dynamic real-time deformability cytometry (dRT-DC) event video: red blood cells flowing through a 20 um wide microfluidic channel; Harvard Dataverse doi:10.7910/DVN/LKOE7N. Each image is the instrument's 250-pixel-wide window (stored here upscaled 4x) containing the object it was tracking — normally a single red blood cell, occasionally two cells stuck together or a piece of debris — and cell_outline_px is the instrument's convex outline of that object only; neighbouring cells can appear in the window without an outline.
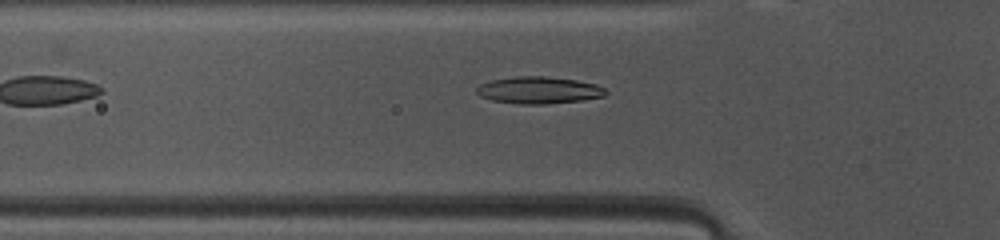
{"species": "common noctule bat (a hibernating species)", "species_latin": "Nyctalus noctula", "temperature_condition": "warm", "stored_images_in_passage": 30, "camera_frame_rate_fps": 3000, "um_per_image_px": 0.085, "animal": {"sex": "female", "body_mass_g": 10.0, "forearm_length_mm": 53.1}, "frame": {"image": 1, "passage_image": 7, "time_ms": 2.0, "image_size_px": [1000, 240], "cell_outline_px": [[608, 92], [604, 96], [584, 100], [544, 104], [520, 104], [492, 100], [480, 96], [476, 92], [476, 88], [480, 84], [492, 80], [516, 76], [544, 76], [576, 80], [596, 84], [604, 88]], "centroid_in_image_um": [45.8, 7.66], "position_along_channel_um": 80.0, "area_um2": 20.29}}
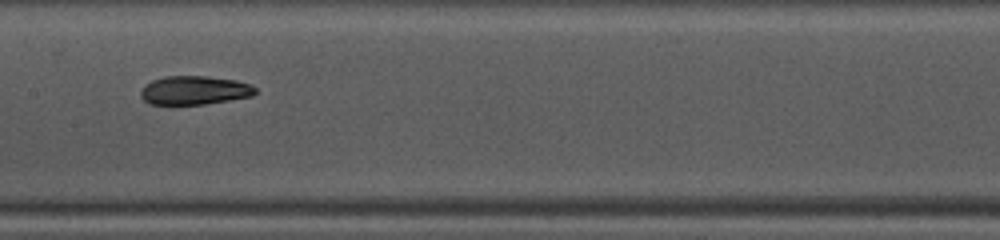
{"frame": {"image": 2, "passage_image": 15, "time_ms": 4.667, "image_size_px": [1000, 240], "cell_outline_px": [[256, 92], [252, 96], [204, 104], [152, 104], [144, 100], [140, 96], [140, 92], [144, 84], [152, 80], [164, 76], [204, 76], [236, 80], [252, 84], [256, 88]], "centroid_in_image_um": [16.52, 7.66], "position_along_channel_um": 190.9, "area_um2": 19.19}}
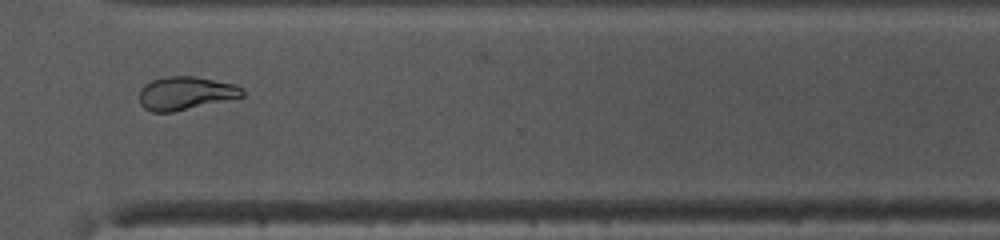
{"frame": {"image": 3, "passage_image": 27, "time_ms": 8.667, "image_size_px": [1000, 240], "cell_outline_px": [[244, 96], [172, 112], [152, 112], [144, 108], [140, 104], [140, 88], [144, 84], [152, 80], [164, 76], [196, 76], [236, 84], [244, 88]], "centroid_in_image_um": [15.77, 7.9], "position_along_channel_um": 354.8, "area_um2": 20.06}, "authors_computed_cell_mechanics": {"area_um2": 19.7098, "velocity_mm_per_s": 4.1092, "shape_relaxation_time_tau1_ms": 8.7182, "shape_relaxation_time_tau2_ms": 5.3924, "deformation_change_tau1": 0.214, "deformation_change_tau2": 0.0906}}